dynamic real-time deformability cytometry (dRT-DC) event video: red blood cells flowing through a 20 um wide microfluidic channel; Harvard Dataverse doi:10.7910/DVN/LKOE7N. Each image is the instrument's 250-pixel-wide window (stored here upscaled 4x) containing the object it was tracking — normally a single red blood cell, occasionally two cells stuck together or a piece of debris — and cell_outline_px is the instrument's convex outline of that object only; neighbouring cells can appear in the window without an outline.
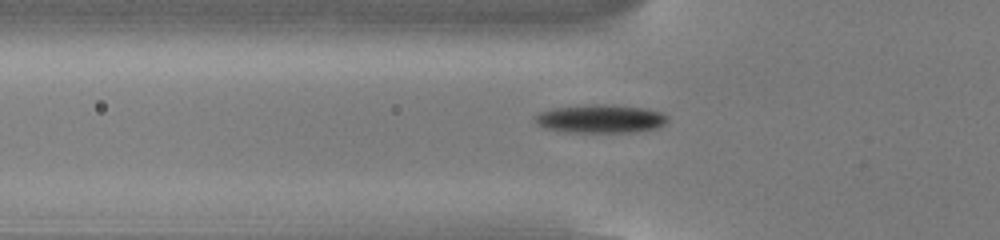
{"species": "common noctule bat (a hibernating species)", "species_latin": "Nyctalus noctula", "temperature_condition": "cold", "stored_images_in_passage": 54, "camera_frame_rate_fps": 3000, "um_per_image_px": 0.085, "animal": {"sex": "male", "body_mass_g": 13.0, "forearm_length_mm": 53.1}, "frame": {"image": 1, "passage_image": 19, "time_ms": 6.0, "image_size_px": [1000, 240], "cell_outline_px": [[668, 120], [660, 128], [636, 132], [564, 132], [544, 128], [536, 124], [532, 120], [532, 116], [540, 112], [552, 108], [592, 104], [604, 104], [644, 108], [660, 112], [668, 116]], "centroid_in_image_um": [51.0, 10.1], "position_along_channel_um": 74.8, "area_um2": 22.25}}
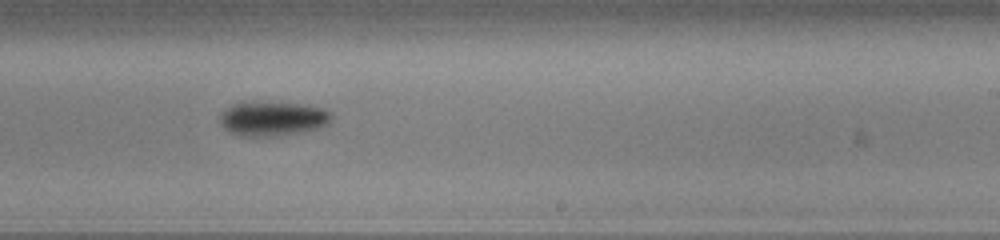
{"frame": {"image": 2, "passage_image": 34, "time_ms": 11.0, "image_size_px": [1000, 240], "cell_outline_px": [[332, 120], [328, 124], [320, 128], [304, 132], [280, 136], [240, 136], [224, 128], [220, 124], [220, 112], [232, 104], [244, 100], [308, 104], [324, 108], [332, 112]], "centroid_in_image_um": [23.2, 10.05], "position_along_channel_um": 265.8, "area_um2": 23.29}}
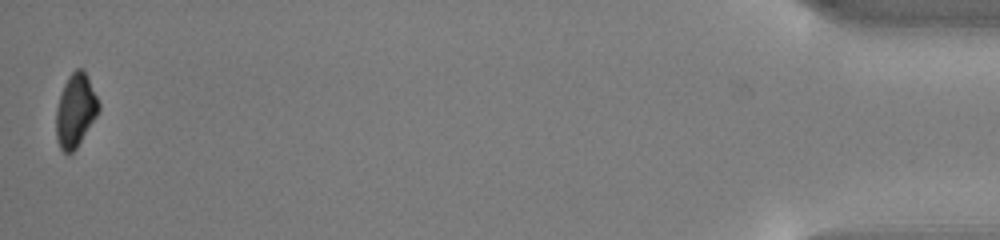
{"frame": {"image": 3, "passage_image": 54, "time_ms": 17.667, "image_size_px": [1000, 240], "cell_outline_px": [[100, 108], [96, 116], [76, 148], [68, 156], [60, 148], [56, 140], [56, 108], [64, 84], [68, 76], [76, 68], [80, 68], [84, 72], [100, 104]], "centroid_in_image_um": [6.39, 9.43], "position_along_channel_um": 428.8, "area_um2": 17.86}, "authors_computed_cell_mechanics": {"area_um2": 19.8254, "velocity_mm_per_s": 3.8264, "shape_relaxation_time_tau1_ms": 2.7918, "shape_relaxation_time_tau2_ms": null, "deformation_change_tau1": 0.1419, "deformation_change_tau2": null}}